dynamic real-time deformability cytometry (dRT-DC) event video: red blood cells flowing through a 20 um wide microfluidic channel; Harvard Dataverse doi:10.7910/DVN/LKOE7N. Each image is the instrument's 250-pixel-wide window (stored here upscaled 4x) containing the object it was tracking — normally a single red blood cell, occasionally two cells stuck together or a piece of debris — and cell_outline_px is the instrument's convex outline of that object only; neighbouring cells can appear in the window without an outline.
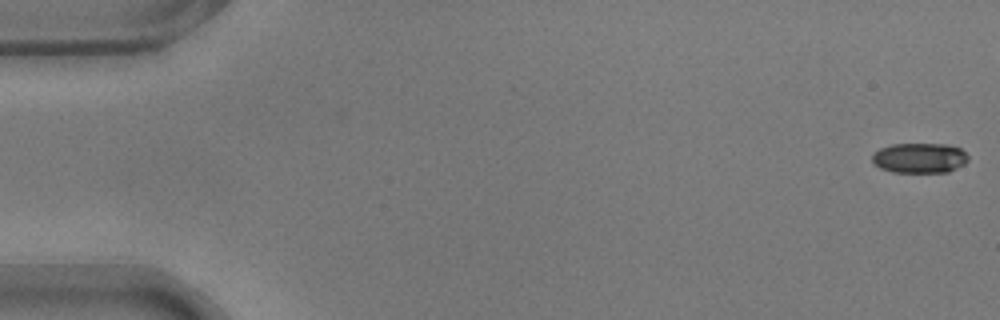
{"species": "common noctule bat (a hibernating species)", "species_latin": "Nyctalus noctula", "temperature_condition": "warm", "stored_images_in_passage": 17, "camera_frame_rate_fps": 3000, "um_per_image_px": 0.085, "animal": {"sex": "male", "body_mass_g": 17.9}, "frame": {"image": 1, "passage_image": 1, "time_ms": 0.0, "image_size_px": [1000, 320], "cell_outline_px": [[968, 160], [964, 164], [948, 172], [892, 172], [880, 168], [872, 164], [872, 152], [880, 148], [892, 144], [944, 144], [960, 148], [968, 156]], "centroid_in_image_um": [78.12, 13.43], "position_along_channel_um": 6.9, "area_um2": 16.94}}
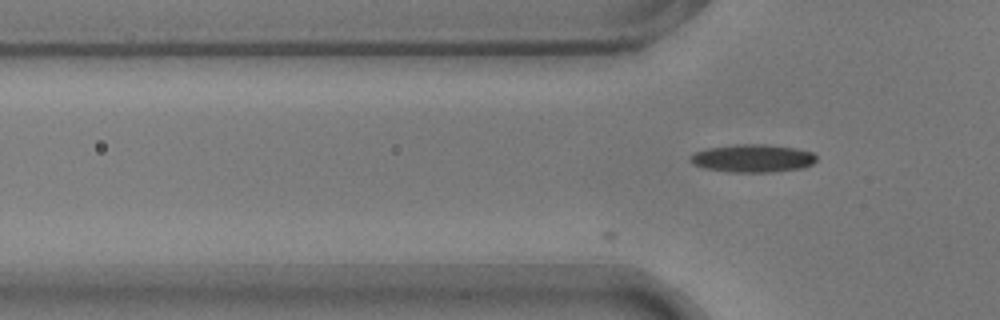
{"frame": {"image": 2, "passage_image": 17, "time_ms": 5.333, "image_size_px": [1000, 320], "cell_outline_px": [[816, 160], [812, 164], [804, 168], [772, 172], [728, 172], [704, 168], [692, 164], [688, 160], [688, 156], [704, 148], [732, 144], [764, 144], [796, 148], [812, 152], [816, 156]], "centroid_in_image_um": [63.93, 13.45], "position_along_channel_um": 61.9, "area_um2": 20.87}}